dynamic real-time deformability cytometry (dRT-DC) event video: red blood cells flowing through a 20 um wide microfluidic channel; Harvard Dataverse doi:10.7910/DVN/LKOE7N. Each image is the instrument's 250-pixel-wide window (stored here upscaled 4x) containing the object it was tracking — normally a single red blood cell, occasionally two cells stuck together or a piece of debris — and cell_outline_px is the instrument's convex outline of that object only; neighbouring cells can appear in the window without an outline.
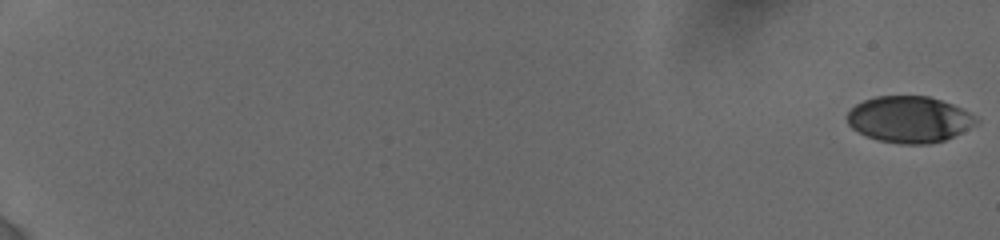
{"species": "human", "species_latin": "Homo sapiens", "temperature_condition": "cold", "stored_images_in_passage": 80, "camera_frame_rate_fps": 3000, "um_per_image_px": 0.085, "donor": {"sex": "female"}, "frame": {"image": 1, "passage_image": 1, "time_ms": 0.0, "image_size_px": [1000, 240], "cell_outline_px": [[980, 120], [960, 132], [944, 140], [932, 144], [900, 144], [876, 140], [852, 128], [848, 124], [848, 112], [856, 104], [864, 100], [876, 96], [928, 96], [952, 104], [968, 112]], "centroid_in_image_um": [77.26, 10.15], "position_along_channel_um": 7.7, "area_um2": 34.45}}
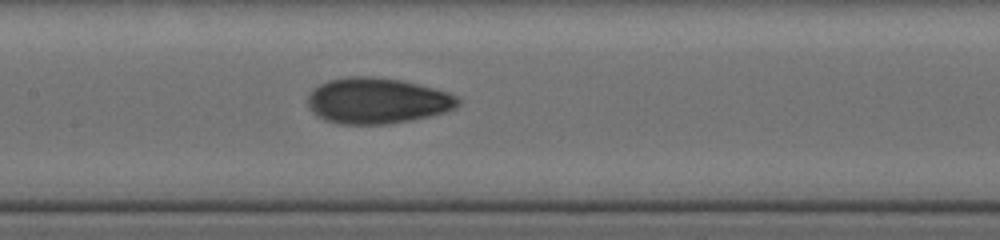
{"frame": {"image": 2, "passage_image": 38, "time_ms": 10.333, "image_size_px": [1000, 240], "cell_outline_px": [[460, 104], [456, 108], [444, 112], [428, 116], [388, 124], [340, 124], [324, 120], [316, 116], [308, 108], [308, 92], [312, 88], [328, 80], [348, 76], [372, 76], [400, 80], [448, 92], [460, 96]], "centroid_in_image_um": [32.02, 8.56], "position_along_channel_um": 175.4, "area_um2": 40.34}}
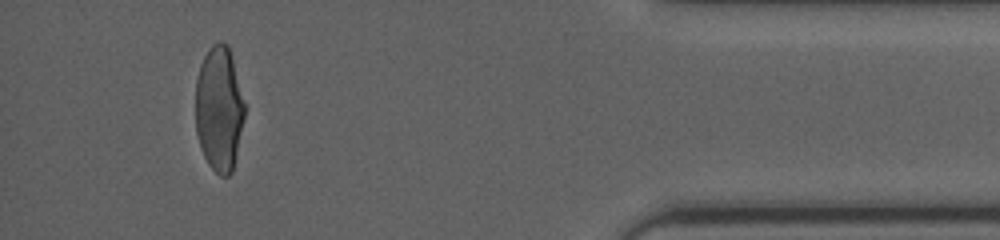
{"frame": {"image": 3, "passage_image": 74, "time_ms": 17.667, "image_size_px": [1000, 240], "cell_outline_px": [[248, 108], [232, 172], [228, 176], [220, 176], [208, 164], [204, 156], [196, 132], [196, 80], [200, 64], [208, 48], [212, 44], [220, 40], [228, 44]], "centroid_in_image_um": [18.67, 9.22], "position_along_channel_um": 416.5, "area_um2": 36.59}, "authors_computed_cell_mechanics": {"area_um2": 37.3966, "velocity_mm_per_s": 3.8649, "shape_relaxation_time_tau1_ms": 4.8051, "shape_relaxation_time_tau2_ms": 1.446, "deformation_change_tau1": 0.1651, "deformation_change_tau2": 0.0566}}